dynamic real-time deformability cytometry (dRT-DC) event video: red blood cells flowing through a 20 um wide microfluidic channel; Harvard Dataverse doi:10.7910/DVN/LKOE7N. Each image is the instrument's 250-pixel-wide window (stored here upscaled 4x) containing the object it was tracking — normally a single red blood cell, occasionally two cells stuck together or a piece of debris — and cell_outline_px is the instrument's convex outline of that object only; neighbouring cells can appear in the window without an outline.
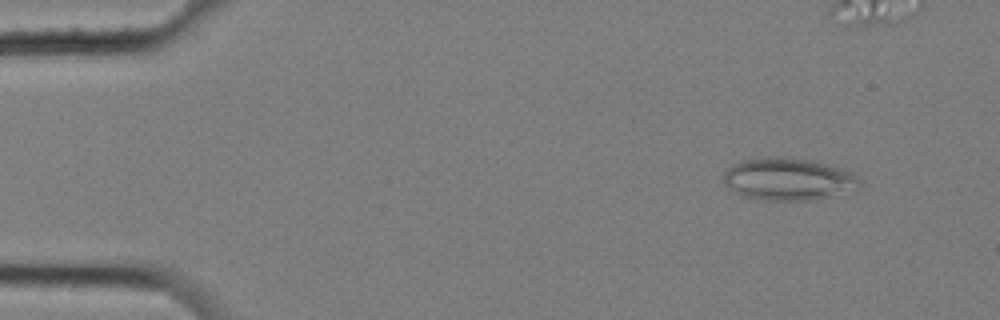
{"species": "common noctule bat (a hibernating species)", "species_latin": "Nyctalus noctula", "temperature_condition": "cold", "stored_images_in_passage": 6, "camera_frame_rate_fps": 3000, "um_per_image_px": 0.085, "animal": {"sex": "female", "body_mass_g": 25.1}, "frame": {"image": 1, "passage_image": 2, "time_ms": 0.333, "image_size_px": [1000, 320], "cell_outline_px": [[860, 188], [812, 200], [764, 200], [744, 196], [728, 188], [724, 184], [724, 172], [732, 164], [740, 160], [768, 156], [776, 156], [808, 160], [828, 164], [844, 168], [852, 172], [860, 180]], "centroid_in_image_um": [66.99, 15.21], "position_along_channel_um": 18.0, "area_um2": 33.64}}